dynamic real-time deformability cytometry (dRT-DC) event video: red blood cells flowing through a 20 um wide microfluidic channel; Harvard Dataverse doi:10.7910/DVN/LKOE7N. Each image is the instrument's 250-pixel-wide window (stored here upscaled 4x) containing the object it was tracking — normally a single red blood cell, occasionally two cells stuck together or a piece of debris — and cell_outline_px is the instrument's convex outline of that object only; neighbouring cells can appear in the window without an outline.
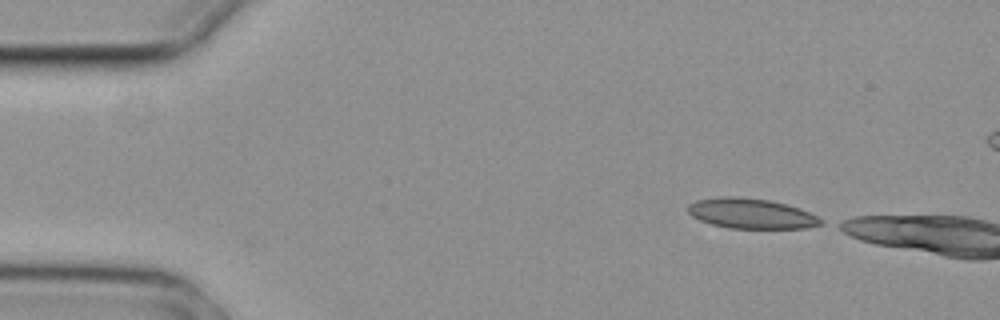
{"species": "common noctule bat (a hibernating species)", "species_latin": "Nyctalus noctula", "temperature_condition": "cold", "stored_images_in_passage": 2, "camera_frame_rate_fps": 3000, "um_per_image_px": 0.085, "animal": {"sex": "female", "body_mass_g": 29.2, "forearm_length_mm": 56.3}, "frame": {"image": 1, "passage_image": 1, "time_ms": 0.0, "image_size_px": [1000, 320], "cell_outline_px": [[824, 224], [804, 228], [728, 228], [712, 224], [700, 220], [692, 216], [688, 212], [688, 204], [696, 200], [724, 196], [740, 196], [768, 200], [788, 204], [800, 208], [824, 220]], "centroid_in_image_um": [63.86, 18.14], "position_along_channel_um": 21.1, "area_um2": 23.41}}